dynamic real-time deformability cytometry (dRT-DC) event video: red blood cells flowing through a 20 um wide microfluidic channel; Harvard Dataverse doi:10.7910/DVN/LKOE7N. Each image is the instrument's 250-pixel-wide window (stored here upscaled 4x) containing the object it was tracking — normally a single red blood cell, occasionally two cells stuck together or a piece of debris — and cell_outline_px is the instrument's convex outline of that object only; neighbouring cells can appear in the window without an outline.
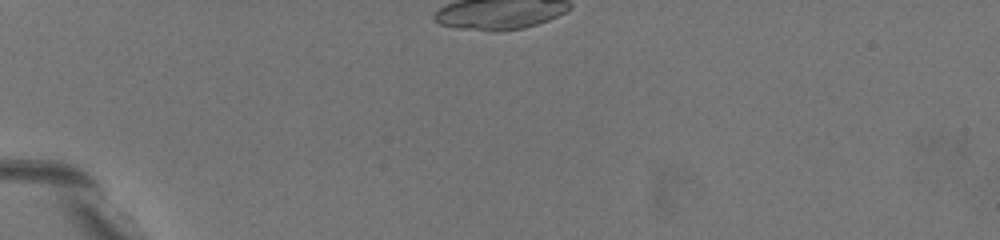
{"species": "common noctule bat (a hibernating species)", "species_latin": "Nyctalus noctula", "temperature_condition": "warm", "stored_images_in_passage": 1, "camera_frame_rate_fps": 3000, "um_per_image_px": 0.085, "animal": {"sex": "female", "body_mass_g": 19.5, "forearm_length_mm": 54.1}, "frame": {"image": 1, "passage_image": 1, "time_ms": 0.0, "image_size_px": [1000, 240], "cell_outline_px": [[192, 216], [168, 208], [120, 168], [116, 164], [108, 148], [104, 136], [112, 132], [120, 136], [192, 208]], "centroid_in_image_um": [12.3, 14.81], "position_along_channel_um": 72.7, "area_um2": 14.91}}